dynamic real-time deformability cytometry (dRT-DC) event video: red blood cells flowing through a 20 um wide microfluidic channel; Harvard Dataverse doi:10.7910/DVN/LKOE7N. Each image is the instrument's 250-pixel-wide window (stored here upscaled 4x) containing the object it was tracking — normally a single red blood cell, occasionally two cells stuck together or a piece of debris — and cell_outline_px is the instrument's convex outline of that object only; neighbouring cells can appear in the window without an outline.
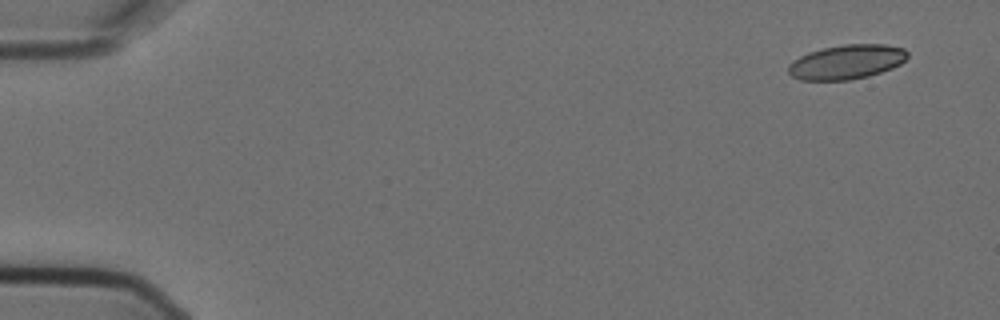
{"species": "Egyptian fruit bat (a non-hibernating species)", "species_latin": "Rousettus aegyptiacus", "temperature_condition": "cold", "stored_images_in_passage": 5, "camera_frame_rate_fps": 3000, "um_per_image_px": 0.085, "animal": {"sex": "female"}, "frame": {"image": 1, "passage_image": 1, "time_ms": 0.0, "image_size_px": [1000, 320], "cell_outline_px": [[908, 56], [900, 64], [892, 68], [868, 76], [848, 80], [800, 80], [792, 76], [788, 72], [788, 64], [792, 60], [808, 52], [824, 48], [844, 44], [884, 44], [904, 48], [908, 52]], "centroid_in_image_um": [71.95, 5.26], "position_along_channel_um": 13.1, "area_um2": 23.93}}
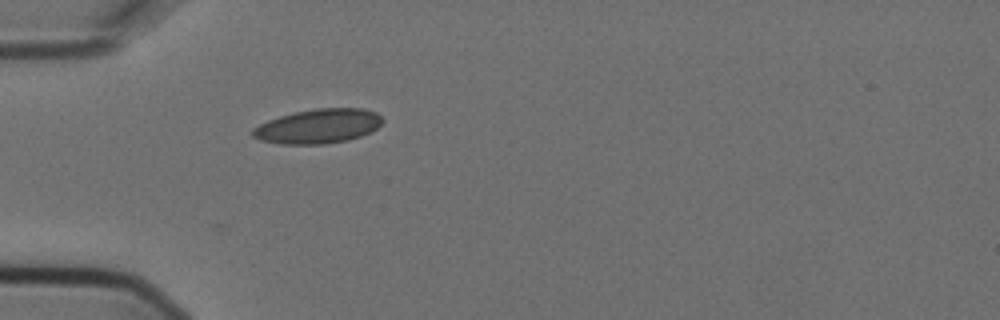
{"frame": {"image": 2, "passage_image": 5, "time_ms": 1.333, "image_size_px": [1000, 320], "cell_outline_px": [[384, 120], [372, 132], [348, 140], [324, 144], [280, 144], [260, 140], [252, 136], [252, 128], [268, 120], [280, 116], [296, 112], [316, 108], [364, 108], [376, 112]], "centroid_in_image_um": [27.06, 10.73], "position_along_channel_um": 57.9, "area_um2": 26.07}}